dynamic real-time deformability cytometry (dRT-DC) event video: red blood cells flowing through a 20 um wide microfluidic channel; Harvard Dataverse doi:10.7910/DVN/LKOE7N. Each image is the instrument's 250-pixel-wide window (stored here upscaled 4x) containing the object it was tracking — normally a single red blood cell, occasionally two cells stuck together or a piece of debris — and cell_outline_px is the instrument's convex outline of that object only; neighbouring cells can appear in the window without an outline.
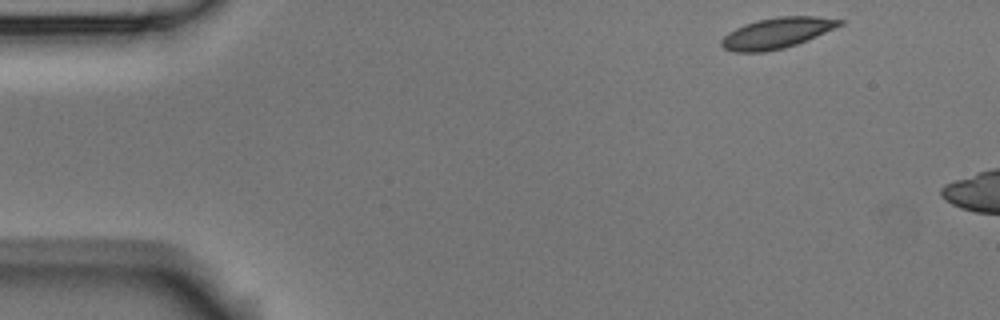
{"species": "Egyptian fruit bat (a non-hibernating species)", "species_latin": "Rousettus aegyptiacus", "temperature_condition": "room temperature", "stored_images_in_passage": 4, "camera_frame_rate_fps": 3000, "um_per_image_px": 0.085, "animal": {"sex": "male"}, "frame": {"image": 1, "passage_image": 1, "time_ms": 0.0, "image_size_px": [1000, 320], "cell_outline_px": [[844, 24], [816, 36], [796, 44], [784, 48], [764, 52], [736, 52], [724, 48], [720, 44], [720, 40], [728, 32], [744, 24], [756, 20], [776, 16], [816, 16], [844, 20]], "centroid_in_image_um": [66.02, 2.79], "position_along_channel_um": 19.0, "area_um2": 21.15}}